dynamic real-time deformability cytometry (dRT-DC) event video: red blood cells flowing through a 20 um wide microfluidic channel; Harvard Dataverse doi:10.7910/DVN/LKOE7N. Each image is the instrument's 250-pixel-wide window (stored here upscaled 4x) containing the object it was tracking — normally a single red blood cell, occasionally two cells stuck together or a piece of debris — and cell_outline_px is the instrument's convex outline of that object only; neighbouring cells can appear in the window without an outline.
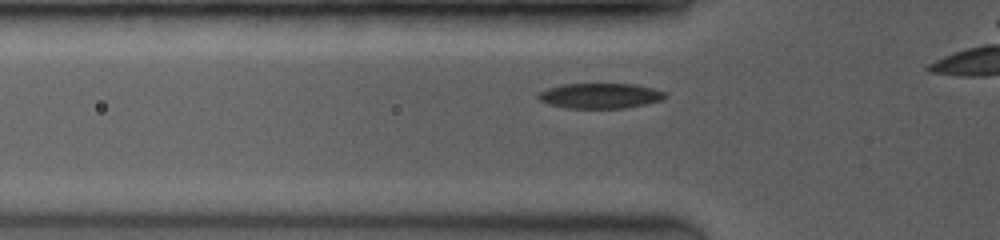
{"species": "common noctule bat (a hibernating species)", "species_latin": "Nyctalus noctula", "temperature_condition": "room temperature", "stored_images_in_passage": 19, "camera_frame_rate_fps": 3500, "um_per_image_px": 0.085, "animal": {"sex": "female", "body_mass_g": 19.0, "forearm_length_mm": 53.3}, "frame": {"image": 1, "passage_image": 8, "time_ms": 2.0, "image_size_px": [1000, 240], "cell_outline_px": [[668, 96], [664, 100], [624, 108], [568, 108], [548, 104], [540, 100], [536, 96], [540, 92], [548, 88], [564, 84], [632, 84], [652, 88], [664, 92]], "centroid_in_image_um": [51.02, 8.14], "position_along_channel_um": 74.8, "area_um2": 18.55}}
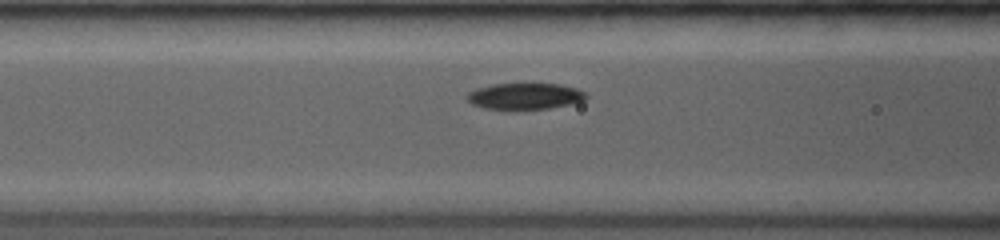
{"frame": {"image": 2, "passage_image": 12, "time_ms": 3.143, "image_size_px": [1000, 240], "cell_outline_px": [[588, 96], [584, 100], [572, 104], [548, 108], [512, 112], [508, 112], [484, 108], [472, 104], [468, 100], [468, 92], [476, 88], [492, 84], [560, 84], [576, 88], [584, 92]], "centroid_in_image_um": [44.59, 8.22], "position_along_channel_um": 122.0, "area_um2": 18.84}}
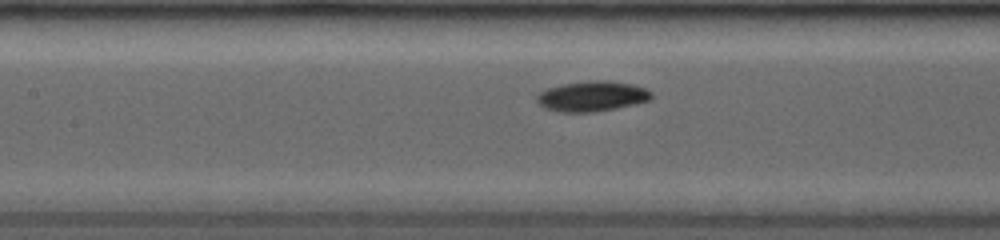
{"frame": {"image": 3, "passage_image": 16, "time_ms": 4.0, "image_size_px": [1000, 240], "cell_outline_px": [[652, 96], [648, 100], [616, 108], [592, 112], [560, 112], [544, 108], [536, 100], [536, 96], [540, 92], [548, 88], [564, 84], [592, 80], [608, 80], [632, 84], [644, 88], [652, 92]], "centroid_in_image_um": [50.3, 8.18], "position_along_channel_um": 157.1, "area_um2": 20.0}}